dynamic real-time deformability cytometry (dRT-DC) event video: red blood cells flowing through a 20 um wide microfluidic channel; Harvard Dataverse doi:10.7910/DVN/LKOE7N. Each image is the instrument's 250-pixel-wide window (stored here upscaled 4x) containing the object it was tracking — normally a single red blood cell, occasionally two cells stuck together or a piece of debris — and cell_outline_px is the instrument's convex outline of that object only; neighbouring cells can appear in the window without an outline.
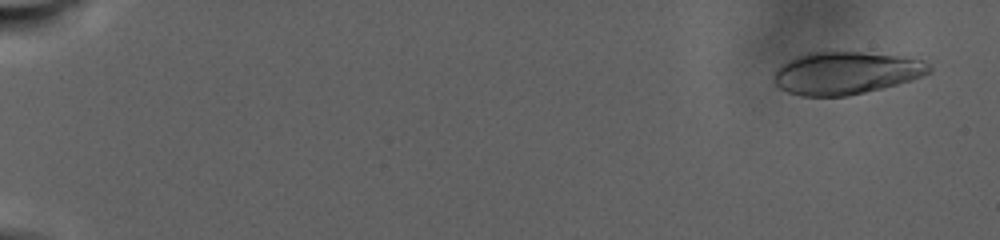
{"species": "human", "species_latin": "Homo sapiens", "temperature_condition": "warm", "stored_images_in_passage": 47, "camera_frame_rate_fps": 3000, "um_per_image_px": 0.085, "donor": {"sex": "male"}, "frame": {"image": 1, "passage_image": 2, "time_ms": 0.667, "image_size_px": [1000, 240], "cell_outline_px": [[932, 72], [912, 80], [848, 96], [800, 96], [788, 92], [780, 88], [772, 80], [772, 76], [788, 60], [808, 52], [860, 52], [900, 56], [924, 60], [932, 68]], "centroid_in_image_um": [71.91, 6.2], "position_along_channel_um": 13.1, "area_um2": 38.32}}
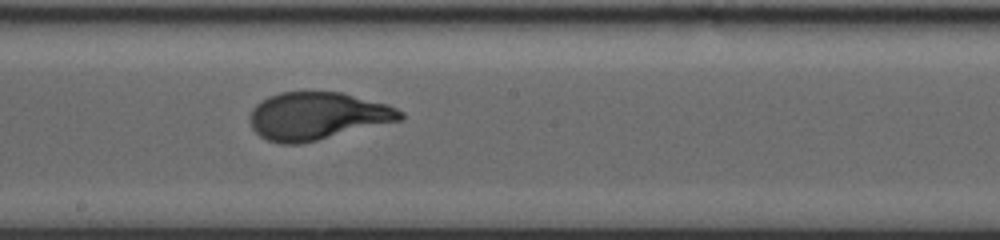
{"frame": {"image": 2, "passage_image": 28, "time_ms": 19.0, "image_size_px": [1000, 240], "cell_outline_px": [[404, 116], [400, 120], [300, 144], [280, 144], [268, 140], [260, 136], [252, 128], [252, 108], [256, 104], [268, 96], [280, 92], [340, 92], [388, 104], [404, 112]], "centroid_in_image_um": [26.97, 9.85], "position_along_channel_um": 221.2, "area_um2": 41.27}}
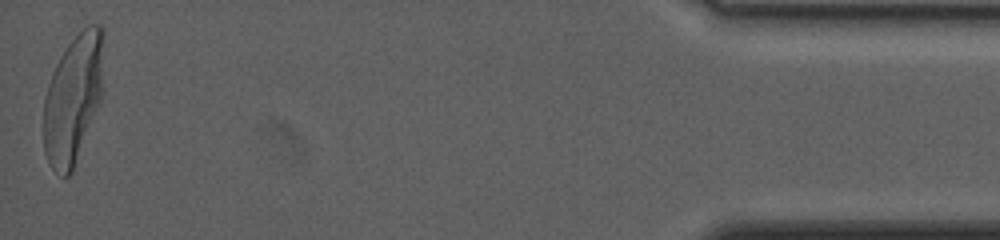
{"frame": {"image": 3, "passage_image": 47, "time_ms": 32.0, "image_size_px": [1000, 240], "cell_outline_px": [[104, 36], [100, 100], [72, 172], [68, 176], [64, 176], [52, 168], [44, 152], [44, 96], [52, 72], [60, 56], [68, 44], [88, 24], [100, 24], [104, 28]], "centroid_in_image_um": [6.21, 8.35], "position_along_channel_um": 429.0, "area_um2": 44.56}, "authors_computed_cell_mechanics": {"area_um2": 41.2114, "velocity_mm_per_s": 2.1763, "shape_relaxation_time_tau1_ms": 10.2123, "shape_relaxation_time_tau2_ms": null, "deformation_change_tau1": 0.3, "deformation_change_tau2": null}}